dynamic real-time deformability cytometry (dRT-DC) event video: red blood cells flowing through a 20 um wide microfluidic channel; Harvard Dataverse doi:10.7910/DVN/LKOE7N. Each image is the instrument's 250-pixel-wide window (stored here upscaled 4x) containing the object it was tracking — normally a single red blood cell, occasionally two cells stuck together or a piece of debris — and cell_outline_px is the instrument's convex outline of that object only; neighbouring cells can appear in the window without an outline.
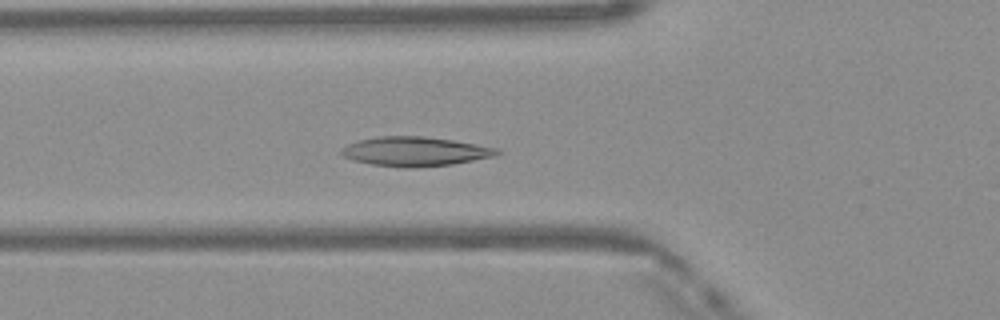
{"species": "Egyptian fruit bat (a non-hibernating species)", "species_latin": "Rousettus aegyptiacus", "temperature_condition": "warm", "stored_images_in_passage": 49, "camera_frame_rate_fps": 3000, "um_per_image_px": 0.085, "frame": {"image": 1, "passage_image": 17, "time_ms": 5.333, "image_size_px": [1000, 320], "cell_outline_px": [[504, 152], [496, 156], [452, 164], [416, 168], [404, 168], [372, 164], [352, 160], [344, 156], [340, 152], [340, 148], [348, 144], [360, 140], [380, 136], [424, 136], [452, 140], [500, 148]], "centroid_in_image_um": [35.32, 12.88], "position_along_channel_um": 90.5, "area_um2": 26.76}}
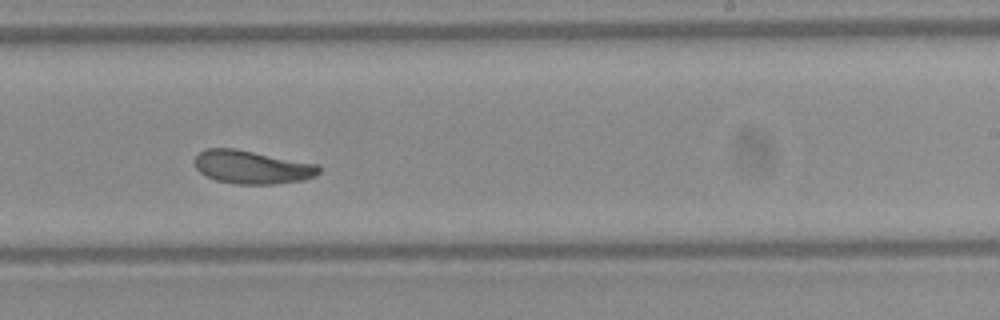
{"frame": {"image": 2, "passage_image": 30, "time_ms": 9.667, "image_size_px": [1000, 320], "cell_outline_px": [[320, 172], [316, 176], [304, 180], [276, 184], [236, 184], [216, 180], [200, 172], [196, 168], [192, 160], [204, 148], [236, 148], [320, 164]], "centroid_in_image_um": [21.44, 14.19], "position_along_channel_um": 267.6, "area_um2": 24.51}}
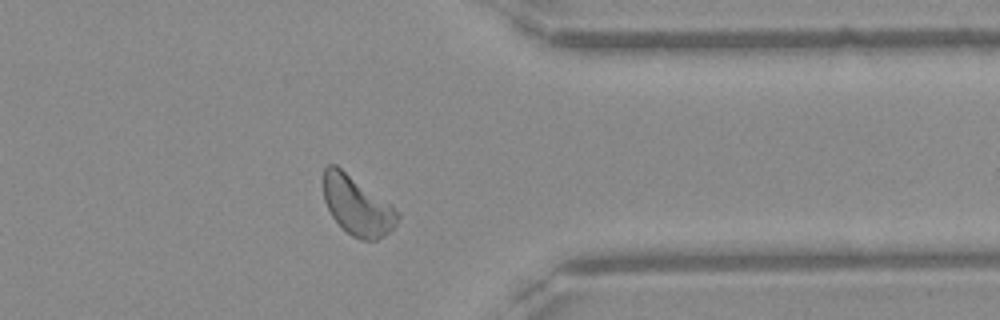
{"frame": {"image": 3, "passage_image": 39, "time_ms": 12.667, "image_size_px": [1000, 320], "cell_outline_px": [[400, 216], [392, 232], [376, 240], [360, 240], [352, 236], [332, 216], [324, 200], [324, 168], [328, 164], [336, 164], [392, 204], [400, 212]], "centroid_in_image_um": [30.4, 17.48], "position_along_channel_um": 381.0, "area_um2": 25.66}, "authors_computed_cell_mechanics": {"area_um2": 25.2008, "velocity_mm_per_s": 4.083, "shape_relaxation_time_tau1_ms": 3.7931, "shape_relaxation_time_tau2_ms": 5.3205, "deformation_change_tau1": 0.1273, "deformation_change_tau2": 0.1037}}